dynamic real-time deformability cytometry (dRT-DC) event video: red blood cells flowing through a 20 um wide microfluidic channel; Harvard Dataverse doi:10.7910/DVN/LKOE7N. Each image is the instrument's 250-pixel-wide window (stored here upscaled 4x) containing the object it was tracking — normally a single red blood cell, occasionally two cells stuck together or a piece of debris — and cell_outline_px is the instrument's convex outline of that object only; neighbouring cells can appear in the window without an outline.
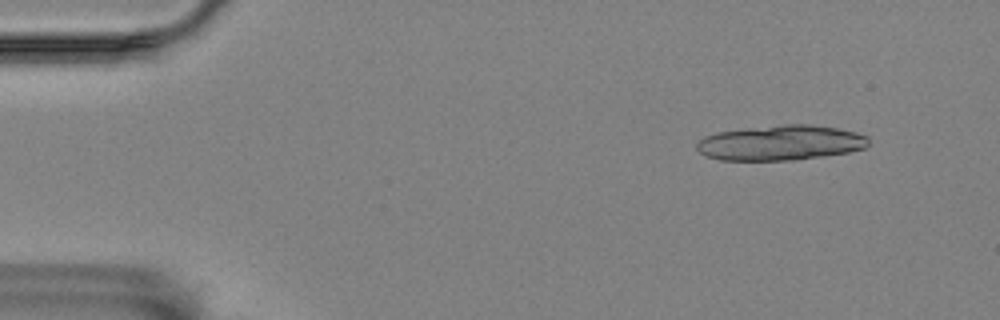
{"species": "Egyptian fruit bat (a non-hibernating species)", "species_latin": "Rousettus aegyptiacus", "temperature_condition": "room temperature", "stored_images_in_passage": 5, "camera_frame_rate_fps": 3000, "um_per_image_px": 0.085, "animal": {"sex": "female"}, "frame": {"image": 1, "passage_image": 1, "time_ms": 0.0, "image_size_px": [1000, 320], "cell_outline_px": [[868, 144], [864, 148], [848, 152], [796, 160], [720, 160], [708, 156], [700, 152], [696, 148], [696, 144], [704, 136], [716, 132], [784, 124], [808, 124], [836, 128], [856, 132], [868, 136]], "centroid_in_image_um": [66.35, 12.14], "position_along_channel_um": 18.7, "area_um2": 34.97}}